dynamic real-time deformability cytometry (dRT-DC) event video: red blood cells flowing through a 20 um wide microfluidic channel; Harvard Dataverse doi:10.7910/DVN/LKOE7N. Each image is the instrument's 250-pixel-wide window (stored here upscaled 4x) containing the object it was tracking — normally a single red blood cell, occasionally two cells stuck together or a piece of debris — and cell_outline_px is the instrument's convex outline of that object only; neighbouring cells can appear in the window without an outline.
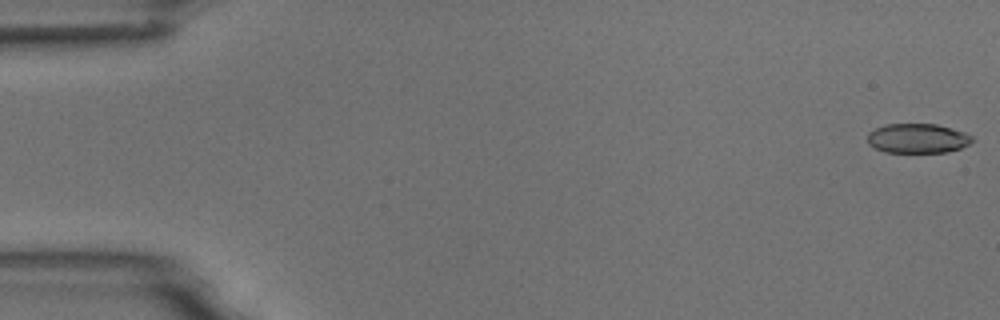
{"species": "common noctule bat (a hibernating species)", "species_latin": "Nyctalus noctula", "temperature_condition": "room temperature", "stored_images_in_passage": 54, "camera_frame_rate_fps": 3000, "um_per_image_px": 0.085, "animal": {"sex": "male", "body_mass_g": 18.8}, "frame": {"image": 1, "passage_image": 1, "time_ms": 0.0, "image_size_px": [1000, 320], "cell_outline_px": [[976, 140], [960, 148], [948, 152], [884, 152], [868, 144], [868, 132], [876, 128], [888, 124], [936, 124], [964, 132], [972, 136]], "centroid_in_image_um": [78.01, 11.76], "position_along_channel_um": 7.0, "area_um2": 17.98}}
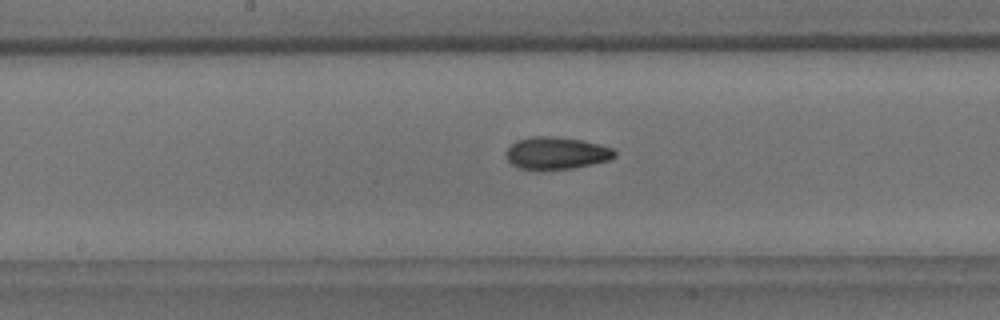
{"frame": {"image": 2, "passage_image": 28, "time_ms": 9.0, "image_size_px": [1000, 320], "cell_outline_px": [[616, 156], [608, 160], [592, 164], [572, 168], [540, 172], [520, 168], [512, 164], [508, 160], [508, 148], [516, 140], [528, 136], [548, 136], [580, 140], [600, 144], [616, 148]], "centroid_in_image_um": [47.31, 13.04], "position_along_channel_um": 200.9, "area_um2": 20.75}}
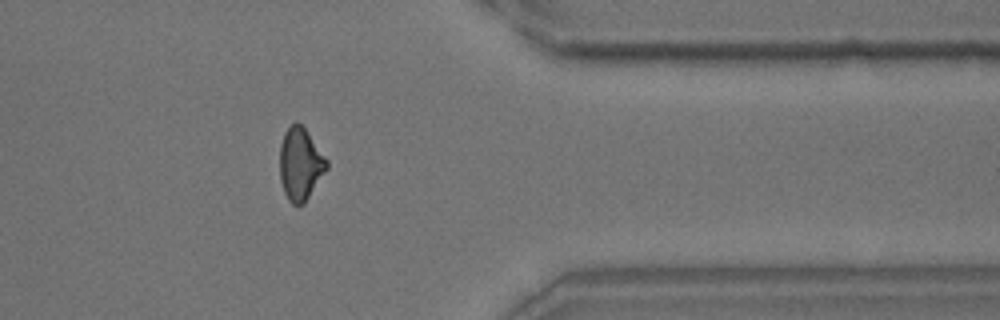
{"frame": {"image": 3, "passage_image": 44, "time_ms": 14.333, "image_size_px": [1000, 320], "cell_outline_px": [[328, 168], [304, 204], [292, 204], [288, 200], [284, 192], [280, 180], [280, 144], [284, 132], [296, 120], [304, 128], [328, 160]], "centroid_in_image_um": [25.52, 13.95], "position_along_channel_um": 385.9, "area_um2": 19.77}, "authors_computed_cell_mechanics": {"area_um2": 19.7098, "velocity_mm_per_s": 3.7445, "shape_relaxation_time_tau1_ms": 4.9401, "shape_relaxation_time_tau2_ms": 3.0447, "deformation_change_tau1": 0.1415, "deformation_change_tau2": 0.0967}}